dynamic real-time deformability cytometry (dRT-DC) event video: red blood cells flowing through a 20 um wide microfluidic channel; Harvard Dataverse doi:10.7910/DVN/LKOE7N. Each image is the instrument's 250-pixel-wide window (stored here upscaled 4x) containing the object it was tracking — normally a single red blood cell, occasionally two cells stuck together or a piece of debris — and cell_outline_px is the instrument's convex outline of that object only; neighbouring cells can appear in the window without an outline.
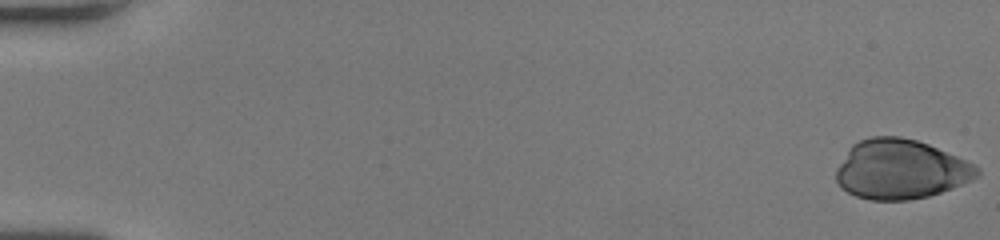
{"species": "human", "species_latin": "Homo sapiens", "temperature_condition": "room temperature", "stored_images_in_passage": 52, "camera_frame_rate_fps": 3000, "um_per_image_px": 0.085, "donor": {"sex": "female"}, "frame": {"image": 1, "passage_image": 1, "time_ms": 0.0, "image_size_px": [1000, 240], "cell_outline_px": [[980, 176], [972, 180], [952, 188], [928, 196], [908, 200], [872, 200], [856, 196], [840, 188], [836, 180], [836, 168], [852, 144], [860, 140], [872, 136], [900, 136], [916, 140], [928, 144], [976, 164], [980, 168]], "centroid_in_image_um": [76.56, 14.39], "position_along_channel_um": 8.4, "area_um2": 49.01}}
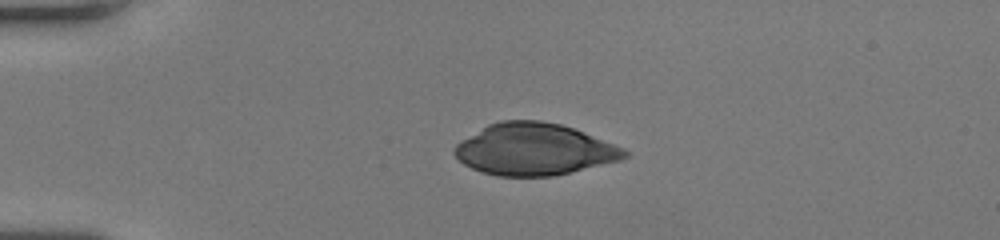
{"frame": {"image": 2, "passage_image": 14, "time_ms": 4.333, "image_size_px": [1000, 240], "cell_outline_px": [[628, 156], [620, 160], [552, 176], [496, 176], [480, 172], [464, 164], [452, 152], [456, 144], [488, 124], [500, 120], [540, 120], [560, 124], [584, 132], [624, 148], [628, 152]], "centroid_in_image_um": [45.39, 12.69], "position_along_channel_um": 39.6, "area_um2": 50.98}}
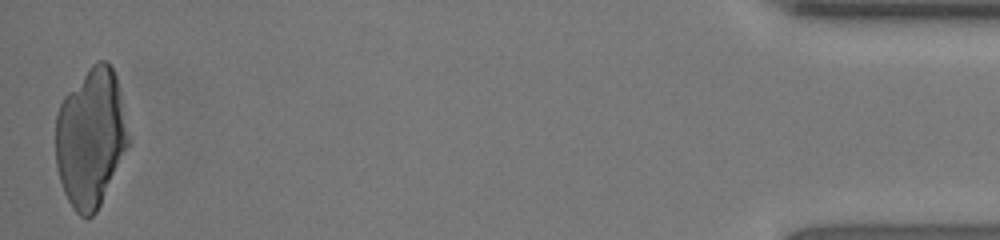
{"frame": {"image": 3, "passage_image": 52, "time_ms": 17.0, "image_size_px": [1000, 240], "cell_outline_px": [[128, 144], [100, 204], [96, 212], [92, 216], [80, 216], [72, 208], [64, 192], [56, 168], [56, 116], [60, 104], [64, 96], [92, 64], [100, 60], [108, 60], [116, 76], [128, 136]], "centroid_in_image_um": [7.67, 11.7], "position_along_channel_um": 427.5, "area_um2": 57.92}}